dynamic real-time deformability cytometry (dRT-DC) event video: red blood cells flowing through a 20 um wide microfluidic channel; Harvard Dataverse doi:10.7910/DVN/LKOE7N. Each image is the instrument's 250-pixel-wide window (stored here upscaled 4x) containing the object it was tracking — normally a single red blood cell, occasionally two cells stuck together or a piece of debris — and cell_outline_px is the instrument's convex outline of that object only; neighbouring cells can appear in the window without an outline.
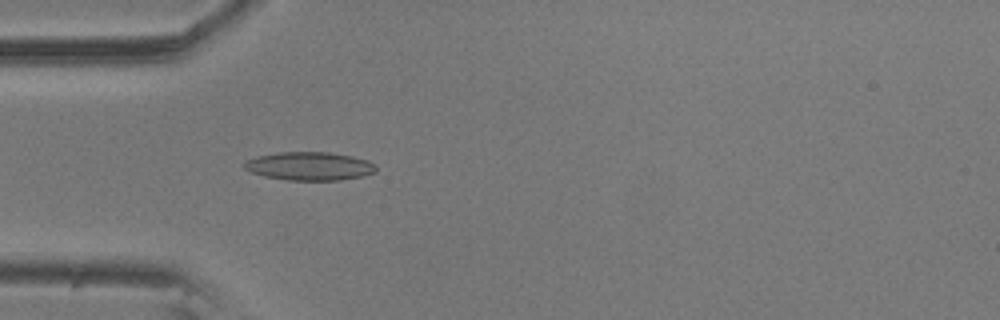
{"species": "common noctule bat (a hibernating species)", "species_latin": "Nyctalus noctula", "temperature_condition": "room temperature", "stored_images_in_passage": 57, "camera_frame_rate_fps": 3000, "um_per_image_px": 0.085, "animal": {"sex": "male", "body_mass_g": 20.5, "forearm_length_mm": 52.5}, "frame": {"image": 1, "passage_image": 17, "time_ms": 5.333, "image_size_px": [1000, 320], "cell_outline_px": [[376, 172], [360, 176], [340, 180], [288, 180], [264, 176], [252, 172], [244, 168], [244, 164], [248, 160], [256, 156], [280, 152], [328, 152], [352, 156], [368, 160], [376, 164]], "centroid_in_image_um": [26.33, 14.12], "position_along_channel_um": 58.7, "area_um2": 21.68}}
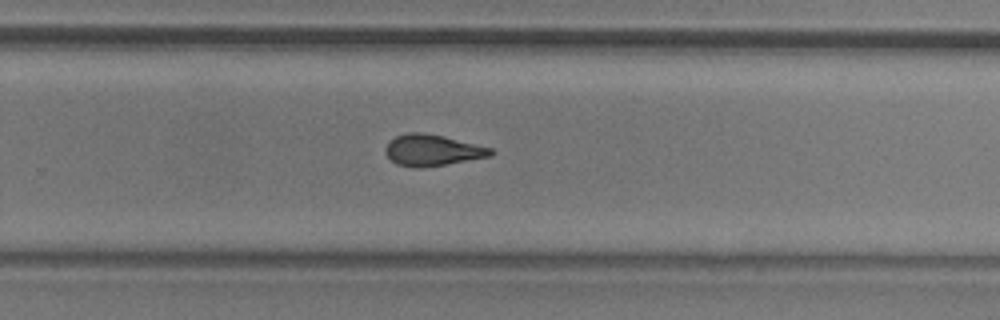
{"frame": {"image": 2, "passage_image": 37, "time_ms": 12.0, "image_size_px": [1000, 320], "cell_outline_px": [[496, 152], [492, 156], [420, 168], [412, 168], [396, 164], [384, 152], [384, 148], [388, 140], [396, 136], [408, 132], [424, 132], [444, 136], [492, 148]], "centroid_in_image_um": [36.72, 12.76], "position_along_channel_um": 293.1, "area_um2": 19.36}}
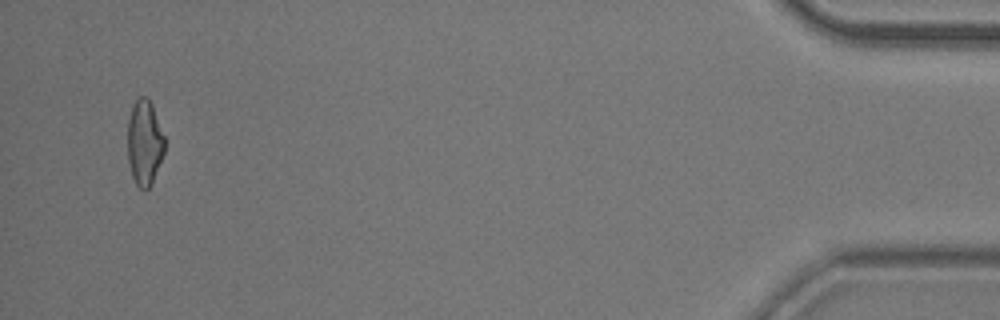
{"frame": {"image": 3, "passage_image": 55, "time_ms": 18.0, "image_size_px": [1000, 320], "cell_outline_px": [[164, 152], [152, 184], [144, 192], [136, 184], [132, 176], [128, 160], [128, 120], [132, 108], [136, 100], [140, 96], [144, 96], [152, 104], [164, 136]], "centroid_in_image_um": [12.28, 12.16], "position_along_channel_um": 422.9, "area_um2": 18.26}, "authors_computed_cell_mechanics": {"area_um2": 19.4208, "velocity_mm_per_s": 3.5429, "shape_relaxation_time_tau1_ms": 7.0995, "shape_relaxation_time_tau2_ms": 2.9022, "deformation_change_tau1": 0.1621, "deformation_change_tau2": 0.1032}}